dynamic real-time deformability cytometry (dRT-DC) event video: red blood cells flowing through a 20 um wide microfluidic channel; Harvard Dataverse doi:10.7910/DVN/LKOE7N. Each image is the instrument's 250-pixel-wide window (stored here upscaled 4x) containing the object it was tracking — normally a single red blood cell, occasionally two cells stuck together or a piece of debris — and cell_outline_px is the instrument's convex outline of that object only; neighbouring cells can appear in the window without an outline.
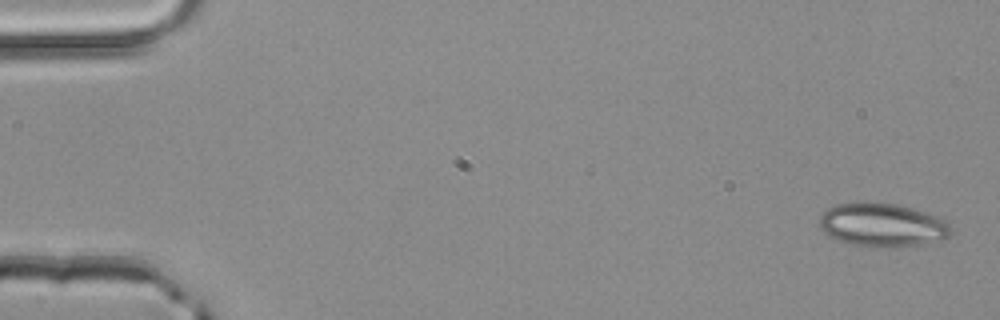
{"species": "common noctule bat (a hibernating species)", "species_latin": "Nyctalus noctula", "temperature_condition": "room temperature", "stored_images_in_passage": 4, "camera_frame_rate_fps": 3000, "um_per_image_px": 0.085, "animal": {"sex": "male", "body_mass_g": 20.4}, "frame": {"image": 1, "passage_image": 1, "time_ms": 0.0, "image_size_px": [1000, 320], "cell_outline_px": [[952, 232], [948, 236], [920, 244], [876, 248], [852, 244], [836, 240], [824, 232], [820, 228], [820, 216], [828, 208], [836, 204], [856, 200], [864, 200], [896, 204], [912, 208], [936, 216], [944, 220], [948, 224]], "centroid_in_image_um": [74.92, 19.09], "position_along_channel_um": 10.1, "area_um2": 33.47}}